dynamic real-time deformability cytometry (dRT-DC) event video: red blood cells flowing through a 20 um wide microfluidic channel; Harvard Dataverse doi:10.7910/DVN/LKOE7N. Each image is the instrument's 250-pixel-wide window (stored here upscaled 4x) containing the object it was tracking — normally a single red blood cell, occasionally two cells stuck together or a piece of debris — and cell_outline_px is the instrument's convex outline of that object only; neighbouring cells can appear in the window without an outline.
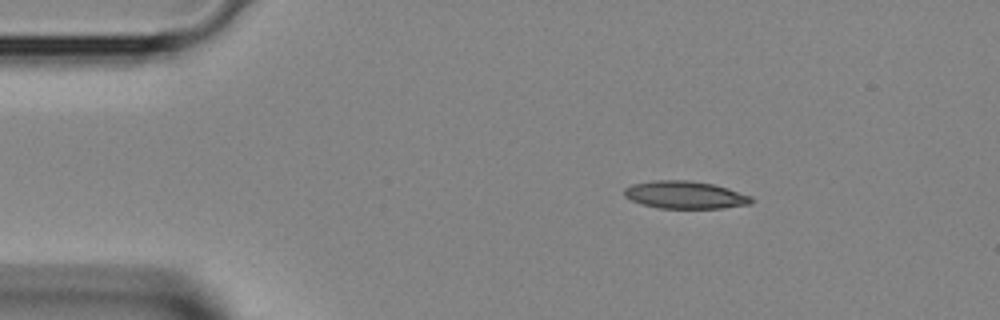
{"species": "Egyptian fruit bat (a non-hibernating species)", "species_latin": "Rousettus aegyptiacus", "temperature_condition": "room temperature", "stored_images_in_passage": 37, "camera_frame_rate_fps": 3000, "um_per_image_px": 0.085, "animal": {"sex": "female"}, "frame": {"image": 1, "passage_image": 2, "time_ms": 0.333, "image_size_px": [1000, 320], "cell_outline_px": [[756, 200], [752, 204], [720, 208], [660, 208], [640, 204], [624, 196], [624, 188], [632, 184], [652, 180], [688, 180], [712, 184], [728, 188], [752, 196]], "centroid_in_image_um": [58.25, 16.56], "position_along_channel_um": 26.8, "area_um2": 20.58}}
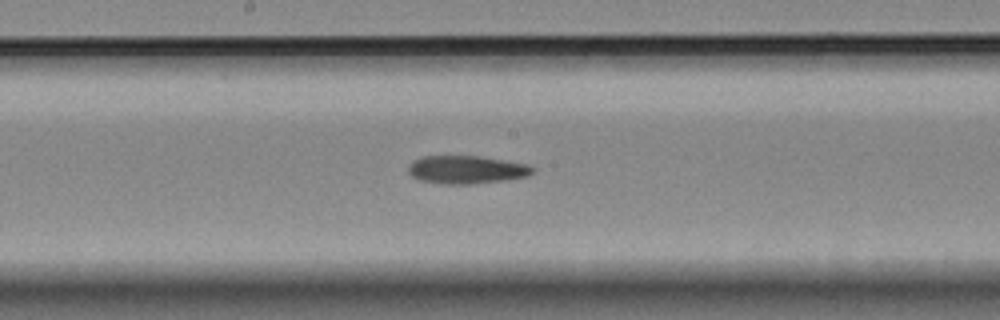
{"frame": {"image": 2, "passage_image": 17, "time_ms": 5.333, "image_size_px": [1000, 320], "cell_outline_px": [[536, 172], [528, 176], [508, 180], [472, 184], [440, 184], [420, 180], [412, 176], [408, 172], [408, 164], [412, 160], [424, 156], [476, 156], [528, 164], [536, 168]], "centroid_in_image_um": [39.67, 14.43], "position_along_channel_um": 208.5, "area_um2": 20.58}}
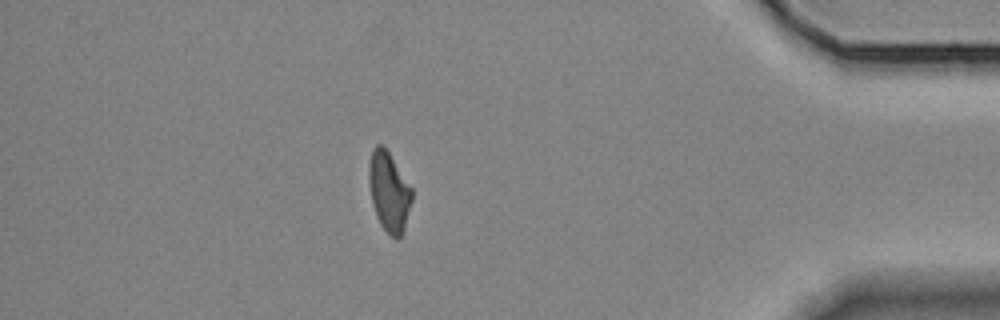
{"frame": {"image": 3, "passage_image": 32, "time_ms": 10.333, "image_size_px": [1000, 320], "cell_outline_px": [[412, 200], [404, 228], [400, 236], [396, 240], [380, 224], [376, 216], [372, 200], [368, 180], [368, 168], [372, 148], [376, 144], [380, 144], [388, 152], [412, 188]], "centroid_in_image_um": [33.05, 16.28], "position_along_channel_um": 402.2, "area_um2": 19.65}}